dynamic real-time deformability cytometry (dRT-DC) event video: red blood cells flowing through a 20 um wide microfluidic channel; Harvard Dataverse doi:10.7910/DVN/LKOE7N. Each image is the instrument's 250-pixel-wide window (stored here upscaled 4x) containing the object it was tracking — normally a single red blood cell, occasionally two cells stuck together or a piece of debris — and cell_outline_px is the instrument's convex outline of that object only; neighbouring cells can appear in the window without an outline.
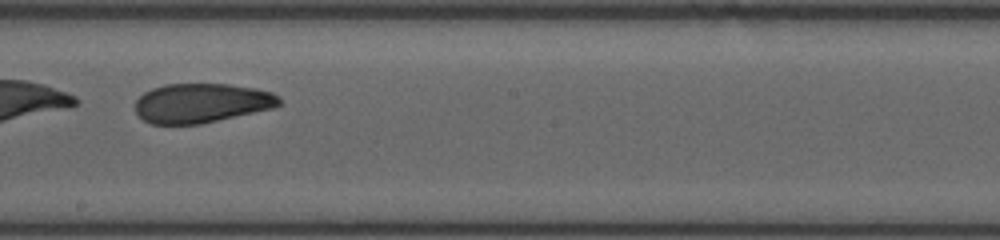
{"species": "human", "species_latin": "Homo sapiens", "temperature_condition": "room temperature", "stored_images_in_passage": 38, "segment_of_instrument_passage": [2, 2], "camera_frame_rate_fps": 3000, "um_per_image_px": 0.085, "donor": {"sex": "female"}, "frame": {"image": 1, "passage_image": 25, "time_ms": 8.0, "image_size_px": [1000, 240], "cell_outline_px": [[280, 104], [272, 108], [200, 124], [152, 124], [144, 120], [136, 112], [136, 100], [144, 92], [152, 88], [164, 84], [228, 84], [256, 88], [272, 92], [280, 96]], "centroid_in_image_um": [17.12, 8.75], "position_along_channel_um": 231.1, "area_um2": 32.95}}
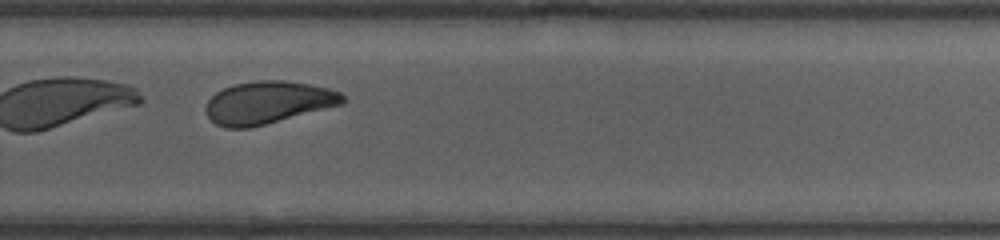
{"frame": {"image": 2, "passage_image": 31, "time_ms": 10.0, "image_size_px": [1000, 240], "cell_outline_px": [[344, 104], [248, 128], [224, 128], [216, 124], [208, 116], [204, 108], [208, 100], [216, 92], [224, 88], [236, 84], [256, 80], [284, 80], [308, 84], [328, 88], [340, 92], [344, 96]], "centroid_in_image_um": [22.76, 8.71], "position_along_channel_um": 307.0, "area_um2": 33.7}}